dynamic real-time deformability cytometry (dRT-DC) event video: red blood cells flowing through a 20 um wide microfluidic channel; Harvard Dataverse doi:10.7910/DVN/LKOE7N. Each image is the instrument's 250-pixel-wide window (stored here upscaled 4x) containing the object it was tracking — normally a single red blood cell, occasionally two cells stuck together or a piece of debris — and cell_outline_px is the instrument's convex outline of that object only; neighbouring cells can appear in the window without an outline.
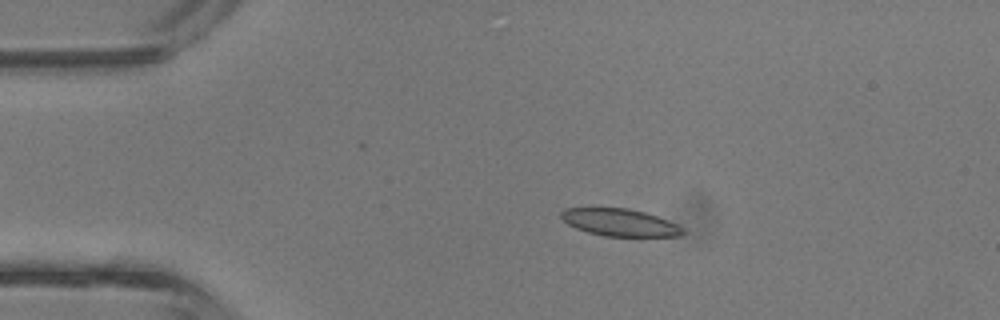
{"species": "common noctule bat (a hibernating species)", "species_latin": "Nyctalus noctula", "temperature_condition": "room temperature", "stored_images_in_passage": 42, "camera_frame_rate_fps": 3000, "um_per_image_px": 0.085, "animal": {"sex": "male", "body_mass_g": 13.3}, "frame": {"image": 1, "passage_image": 8, "time_ms": 2.333, "image_size_px": [1000, 320], "cell_outline_px": [[684, 232], [680, 236], [640, 240], [604, 236], [588, 232], [576, 228], [568, 224], [560, 216], [560, 212], [564, 208], [628, 208], [644, 212], [656, 216], [676, 224]], "centroid_in_image_um": [52.73, 18.97], "position_along_channel_um": 32.3, "area_um2": 20.17}}
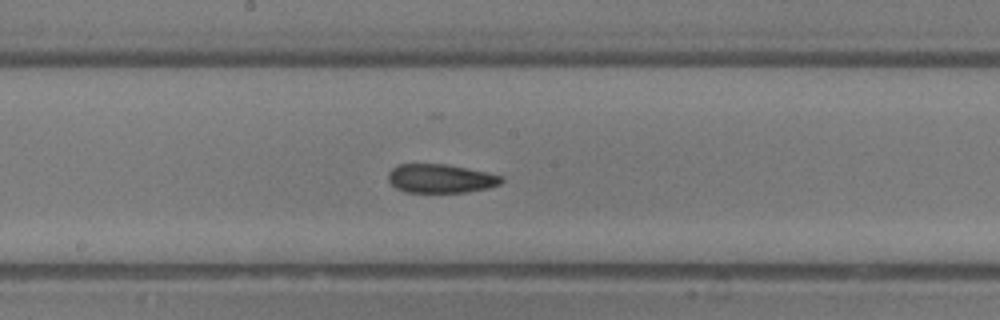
{"frame": {"image": 2, "passage_image": 22, "time_ms": 7.0, "image_size_px": [1000, 320], "cell_outline_px": [[504, 180], [500, 184], [488, 188], [468, 192], [404, 192], [396, 188], [388, 180], [388, 172], [396, 164], [448, 164], [504, 176]], "centroid_in_image_um": [37.45, 15.17], "position_along_channel_um": 210.8, "area_um2": 19.13}}
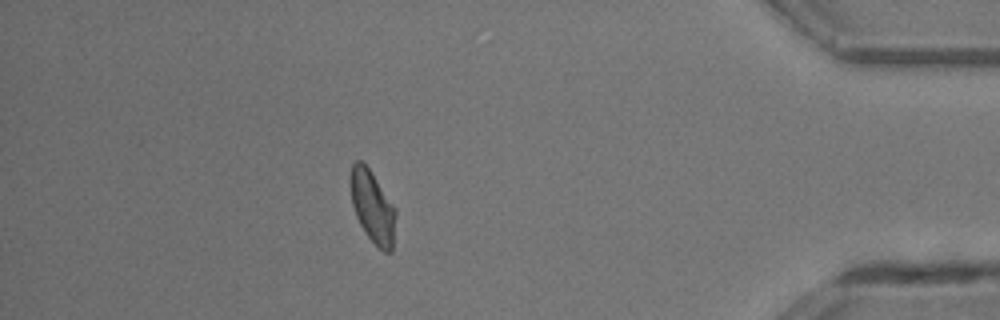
{"frame": {"image": 3, "passage_image": 37, "time_ms": 12.0, "image_size_px": [1000, 320], "cell_outline_px": [[396, 216], [392, 252], [384, 252], [368, 236], [360, 224], [356, 216], [352, 204], [352, 164], [356, 160], [360, 160], [368, 168], [396, 208]], "centroid_in_image_um": [31.7, 17.62], "position_along_channel_um": 403.5, "area_um2": 18.44}, "authors_computed_cell_mechanics": {"area_um2": 19.5075, "velocity_mm_per_s": 4.8194, "shape_relaxation_time_tau1_ms": null, "shape_relaxation_time_tau2_ms": 1.9463, "deformation_change_tau1": null, "deformation_change_tau2": 0.0799}}